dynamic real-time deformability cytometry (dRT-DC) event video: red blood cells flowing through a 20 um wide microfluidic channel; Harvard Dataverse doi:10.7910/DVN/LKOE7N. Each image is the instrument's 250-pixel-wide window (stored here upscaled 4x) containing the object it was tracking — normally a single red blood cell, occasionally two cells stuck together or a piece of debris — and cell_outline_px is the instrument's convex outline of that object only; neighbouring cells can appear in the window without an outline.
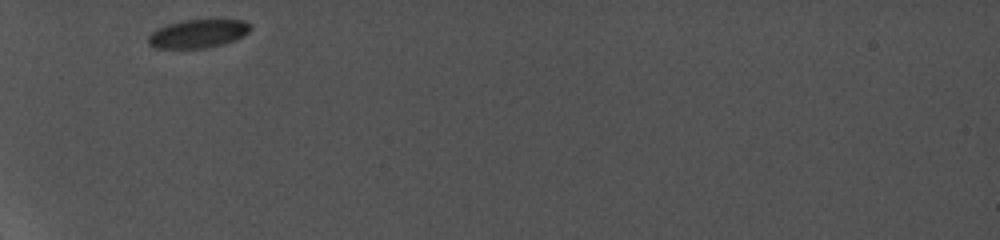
{"species": "common noctule bat (a hibernating species)", "species_latin": "Nyctalus noctula", "temperature_condition": "cold", "stored_images_in_passage": 19, "camera_frame_rate_fps": 5000, "um_per_image_px": 0.085, "animal": {"sex": "female", "body_mass_g": 19.0, "forearm_length_mm": 56.7}, "frame": {"image": 1, "passage_image": 1, "time_ms": 0.0, "image_size_px": [1000, 240], "cell_outline_px": [[252, 28], [244, 36], [220, 44], [204, 48], [156, 48], [148, 44], [148, 36], [156, 28], [180, 20], [244, 20], [252, 24]], "centroid_in_image_um": [16.82, 2.85], "position_along_channel_um": 68.2, "area_um2": 16.88}}
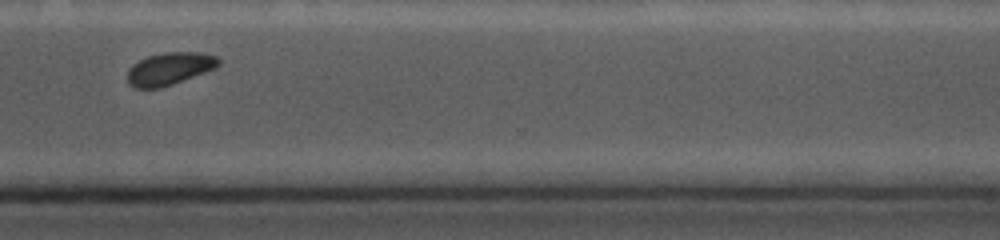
{"frame": {"image": 2, "passage_image": 16, "time_ms": 8.0, "image_size_px": [1000, 240], "cell_outline_px": [[220, 64], [216, 68], [172, 84], [160, 88], [136, 88], [128, 84], [128, 68], [132, 64], [148, 56], [164, 52], [200, 52], [216, 56], [220, 60]], "centroid_in_image_um": [14.41, 5.83], "position_along_channel_um": 356.2, "area_um2": 17.22}}
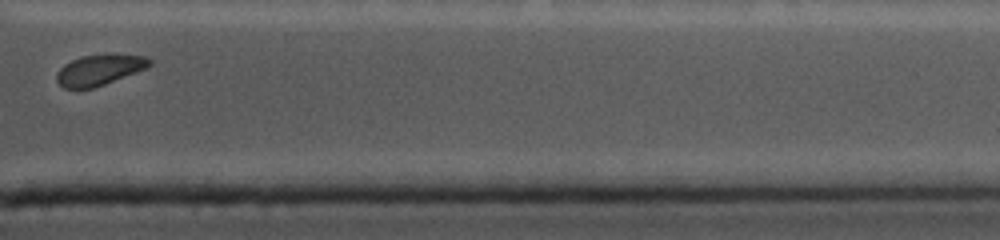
{"frame": {"image": 3, "passage_image": 18, "time_ms": 9.2, "image_size_px": [1000, 240], "cell_outline_px": [[152, 64], [144, 68], [104, 84], [92, 88], [64, 88], [56, 80], [56, 72], [64, 64], [80, 56], [148, 56], [152, 60]], "centroid_in_image_um": [8.38, 5.96], "position_along_channel_um": 403.0, "area_um2": 15.84}}